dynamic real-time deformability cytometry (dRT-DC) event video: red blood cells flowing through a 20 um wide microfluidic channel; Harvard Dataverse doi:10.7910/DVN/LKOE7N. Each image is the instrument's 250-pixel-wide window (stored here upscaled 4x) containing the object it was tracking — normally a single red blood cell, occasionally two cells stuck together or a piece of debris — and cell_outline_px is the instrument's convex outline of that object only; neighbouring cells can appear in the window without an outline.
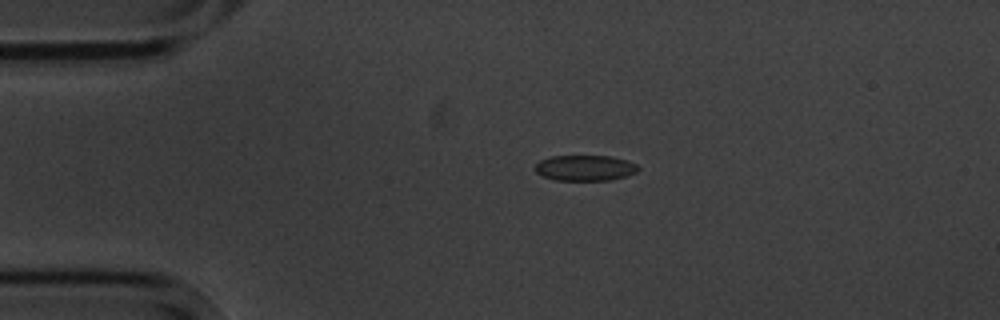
{"species": "common noctule bat (a hibernating species)", "species_latin": "Nyctalus noctula", "temperature_condition": "cold", "stored_images_in_passage": 4, "camera_frame_rate_fps": 3000, "um_per_image_px": 0.085, "animal": {"sex": "male", "body_mass_g": 20.1, "forearm_length_mm": 53.5}, "frame": {"image": 1, "passage_image": 3, "time_ms": 2.333, "image_size_px": [1000, 320], "cell_outline_px": [[640, 168], [636, 172], [624, 176], [608, 180], [556, 180], [544, 176], [536, 172], [536, 164], [540, 160], [552, 156], [608, 156], [628, 160], [636, 164]], "centroid_in_image_um": [49.74, 14.27], "position_along_channel_um": 35.3, "area_um2": 15.2}}